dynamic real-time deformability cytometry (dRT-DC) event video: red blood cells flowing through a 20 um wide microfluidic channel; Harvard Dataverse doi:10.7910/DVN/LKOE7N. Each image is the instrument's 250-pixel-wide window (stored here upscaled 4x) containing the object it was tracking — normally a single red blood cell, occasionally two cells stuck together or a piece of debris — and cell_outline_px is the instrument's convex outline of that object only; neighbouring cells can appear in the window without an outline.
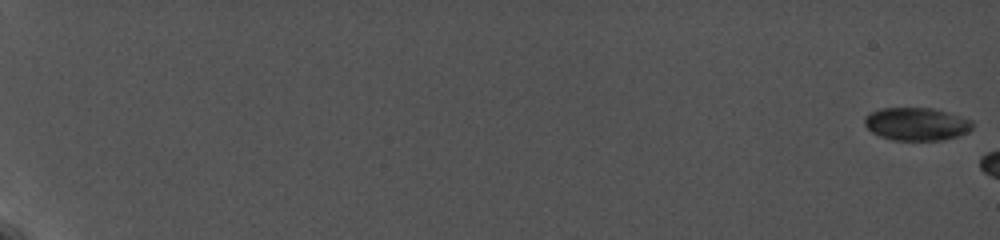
{"species": "common noctule bat (a hibernating species)", "species_latin": "Nyctalus noctula", "temperature_condition": "cold", "stored_images_in_passage": 32, "segment_of_instrument_passage": [1, 2], "camera_frame_rate_fps": 5000, "um_per_image_px": 0.085, "animal": {"sex": "female", "body_mass_g": 19.0, "forearm_length_mm": 56.7}, "frame": {"image": 1, "passage_image": 1, "time_ms": 0.0, "image_size_px": [1000, 240], "cell_outline_px": [[972, 128], [960, 136], [940, 140], [892, 140], [880, 136], [872, 132], [864, 124], [864, 116], [880, 108], [932, 108], [972, 120]], "centroid_in_image_um": [77.88, 10.54], "position_along_channel_um": 7.1, "area_um2": 20.58}}
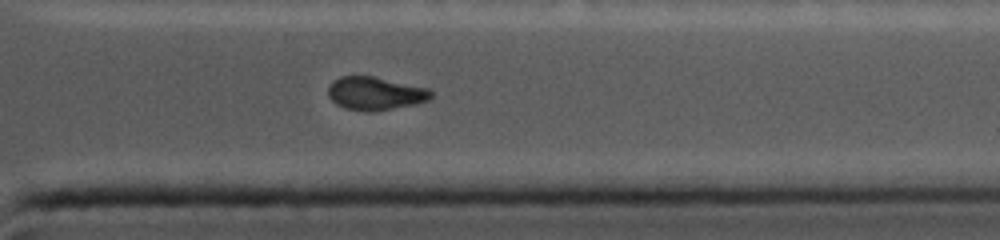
{"frame": {"image": 2, "passage_image": 28, "time_ms": 16.8, "image_size_px": [1000, 240], "cell_outline_px": [[432, 96], [428, 100], [416, 104], [372, 112], [368, 112], [344, 108], [336, 104], [328, 96], [328, 84], [332, 80], [340, 76], [372, 76], [428, 88], [432, 92]], "centroid_in_image_um": [31.86, 7.94], "position_along_channel_um": 379.5, "area_um2": 20.0}}
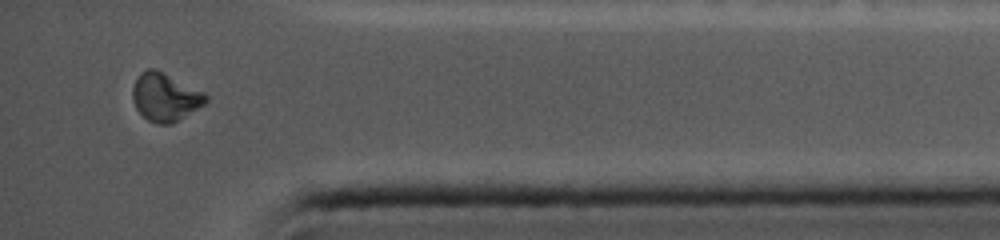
{"frame": {"image": 3, "passage_image": 30, "time_ms": 18.0, "image_size_px": [1000, 240], "cell_outline_px": [[208, 100], [204, 104], [172, 124], [160, 124], [148, 120], [136, 108], [132, 100], [132, 88], [140, 72], [148, 68], [156, 68], [204, 92], [208, 96]], "centroid_in_image_um": [14.03, 8.23], "position_along_channel_um": 421.2, "area_um2": 20.46}}